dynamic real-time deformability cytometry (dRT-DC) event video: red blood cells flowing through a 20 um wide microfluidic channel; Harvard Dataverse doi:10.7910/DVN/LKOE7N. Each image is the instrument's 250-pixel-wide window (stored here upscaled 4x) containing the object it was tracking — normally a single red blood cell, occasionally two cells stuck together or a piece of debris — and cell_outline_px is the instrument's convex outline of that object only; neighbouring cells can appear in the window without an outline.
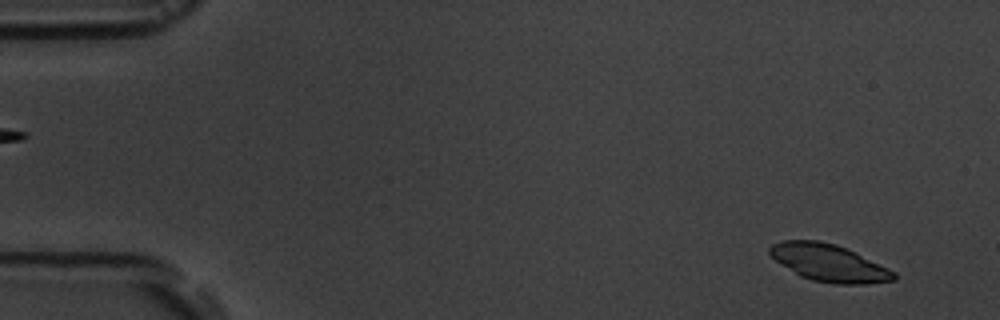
{"species": "common noctule bat (a hibernating species)", "species_latin": "Nyctalus noctula", "temperature_condition": "room temperature", "stored_images_in_passage": 6, "camera_frame_rate_fps": 3000, "um_per_image_px": 0.085, "animal": {"sex": "male", "body_mass_g": 19.5, "forearm_length_mm": 54.6}, "frame": {"image": 1, "passage_image": 1, "time_ms": 0.0, "image_size_px": [1000, 320], "cell_outline_px": [[896, 280], [864, 284], [836, 284], [812, 280], [800, 276], [776, 260], [768, 252], [768, 248], [772, 244], [784, 240], [820, 240], [836, 244], [888, 268], [896, 272]], "centroid_in_image_um": [70.45, 22.34], "position_along_channel_um": 14.5, "area_um2": 26.65}}